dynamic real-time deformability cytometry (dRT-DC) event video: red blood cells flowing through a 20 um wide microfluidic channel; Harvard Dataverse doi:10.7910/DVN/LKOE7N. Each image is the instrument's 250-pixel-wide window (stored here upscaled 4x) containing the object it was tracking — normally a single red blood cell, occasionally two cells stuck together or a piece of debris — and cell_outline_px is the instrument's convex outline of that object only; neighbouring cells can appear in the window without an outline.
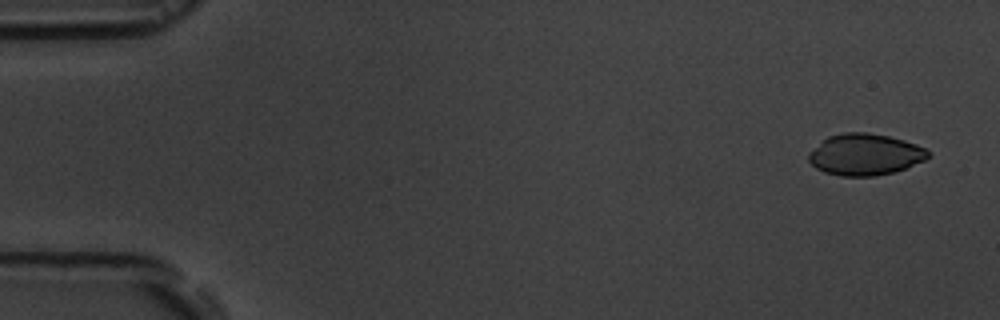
{"species": "common noctule bat (a hibernating species)", "species_latin": "Nyctalus noctula", "temperature_condition": "room temperature", "stored_images_in_passage": 3, "camera_frame_rate_fps": 3000, "um_per_image_px": 0.085, "animal": {"sex": "male", "body_mass_g": 19.5, "forearm_length_mm": 54.6}, "frame": {"image": 1, "passage_image": 1, "time_ms": 0.0, "image_size_px": [1000, 320], "cell_outline_px": [[928, 156], [924, 160], [896, 172], [872, 176], [840, 176], [824, 172], [816, 168], [808, 160], [808, 152], [828, 136], [844, 132], [868, 132], [888, 136], [904, 140], [916, 144], [924, 148], [928, 152]], "centroid_in_image_um": [73.49, 13.13], "position_along_channel_um": 11.5, "area_um2": 28.84}}